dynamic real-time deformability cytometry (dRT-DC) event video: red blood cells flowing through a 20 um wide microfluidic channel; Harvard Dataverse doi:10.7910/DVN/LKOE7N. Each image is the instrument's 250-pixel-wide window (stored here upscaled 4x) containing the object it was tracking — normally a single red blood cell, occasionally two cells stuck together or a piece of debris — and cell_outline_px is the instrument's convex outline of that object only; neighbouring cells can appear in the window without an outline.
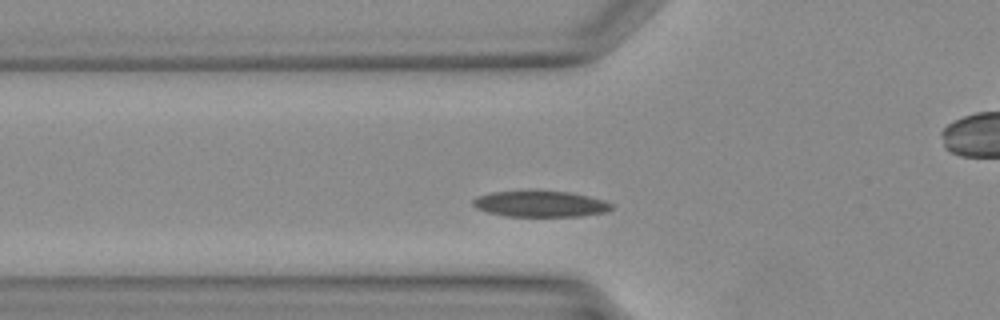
{"species": "Egyptian fruit bat (a non-hibernating species)", "species_latin": "Rousettus aegyptiacus", "temperature_condition": "warm", "stored_images_in_passage": 28, "camera_frame_rate_fps": 3000, "um_per_image_px": 0.085, "animal": {"sex": "female"}, "frame": {"image": 1, "passage_image": 5, "time_ms": 1.333, "image_size_px": [1000, 320], "cell_outline_px": [[616, 208], [608, 212], [580, 216], [504, 216], [488, 212], [476, 208], [472, 204], [472, 200], [476, 196], [492, 192], [572, 192], [604, 200], [612, 204]], "centroid_in_image_um": [45.97, 17.35], "position_along_channel_um": 79.8, "area_um2": 20.87}}
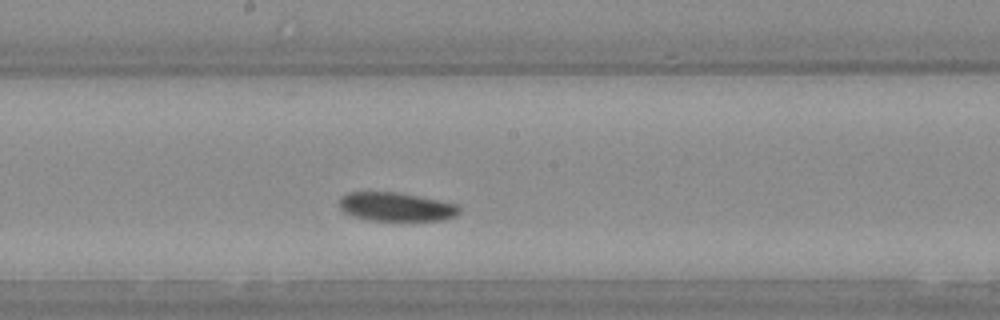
{"frame": {"image": 2, "passage_image": 13, "time_ms": 4.0, "image_size_px": [1000, 320], "cell_outline_px": [[460, 212], [456, 216], [444, 220], [368, 220], [352, 216], [344, 212], [340, 208], [340, 200], [348, 192], [400, 192], [460, 204]], "centroid_in_image_um": [33.73, 17.57], "position_along_channel_um": 214.5, "area_um2": 20.23}}
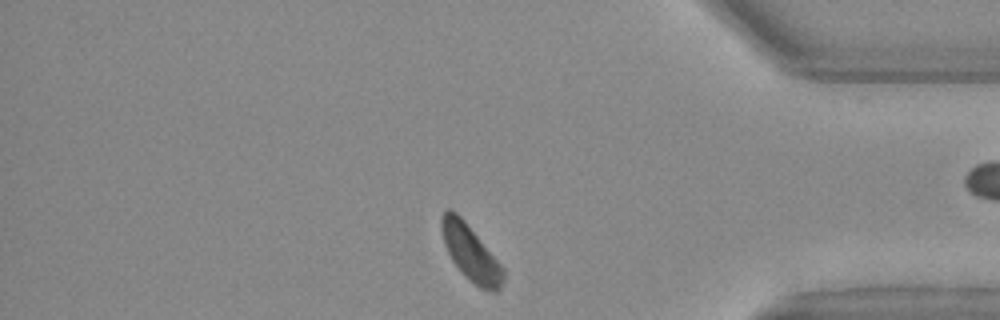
{"frame": {"image": 3, "passage_image": 25, "time_ms": 8.0, "image_size_px": [1000, 320], "cell_outline_px": [[504, 280], [500, 288], [496, 292], [492, 292], [480, 288], [468, 280], [464, 276], [452, 260], [444, 244], [440, 228], [440, 216], [448, 208], [456, 212], [464, 220], [504, 268]], "centroid_in_image_um": [39.99, 21.51], "position_along_channel_um": 395.2, "area_um2": 20.06}}